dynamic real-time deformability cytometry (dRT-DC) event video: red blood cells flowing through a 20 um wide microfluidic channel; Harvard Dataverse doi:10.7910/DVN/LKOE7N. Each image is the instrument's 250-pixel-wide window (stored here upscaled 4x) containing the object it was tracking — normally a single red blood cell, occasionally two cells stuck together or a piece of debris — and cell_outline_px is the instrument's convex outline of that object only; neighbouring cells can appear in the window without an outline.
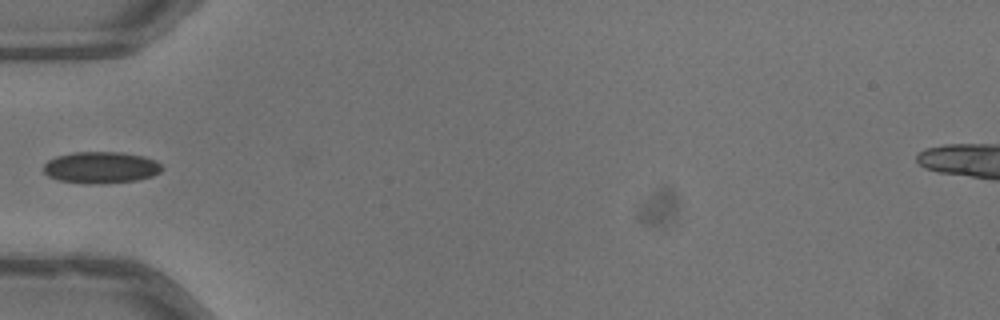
{"species": "common noctule bat (a hibernating species)", "species_latin": "Nyctalus noctula", "temperature_condition": "warm", "stored_images_in_passage": 35, "camera_frame_rate_fps": 3000, "um_per_image_px": 0.085, "animal": {"sex": "male", "body_mass_g": 13.3}, "frame": {"image": 1, "passage_image": 1, "time_ms": 0.0, "image_size_px": [1000, 320], "cell_outline_px": [[164, 168], [160, 172], [152, 176], [136, 180], [60, 180], [48, 176], [44, 172], [44, 164], [48, 160], [56, 156], [72, 152], [120, 152], [144, 156], [156, 160]], "centroid_in_image_um": [8.61, 14.16], "position_along_channel_um": 76.4, "area_um2": 20.63}}
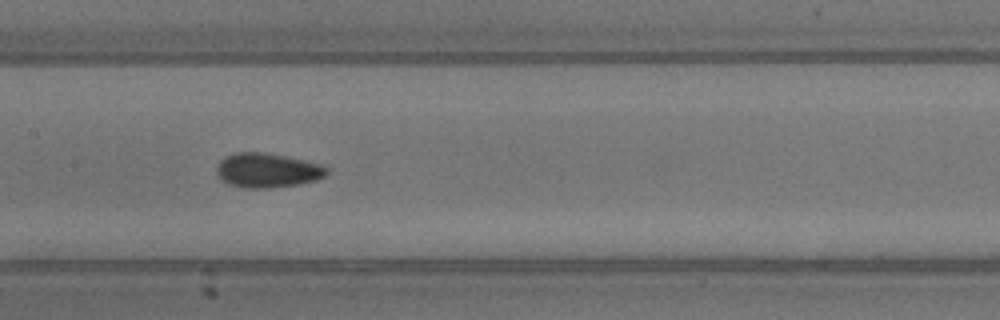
{"frame": {"image": 2, "passage_image": 9, "time_ms": 2.667, "image_size_px": [1000, 320], "cell_outline_px": [[328, 172], [324, 176], [316, 180], [296, 184], [268, 188], [244, 188], [228, 184], [220, 180], [216, 176], [216, 168], [220, 160], [236, 152], [264, 152], [284, 156], [320, 164], [328, 168]], "centroid_in_image_um": [22.67, 14.48], "position_along_channel_um": 184.7, "area_um2": 22.02}}
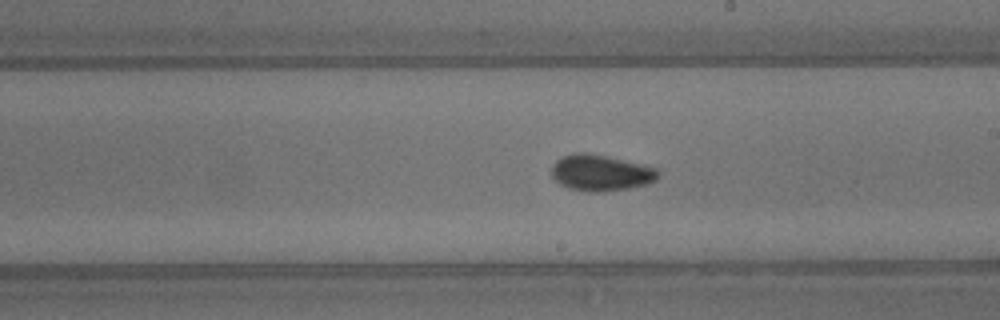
{"frame": {"image": 3, "passage_image": 13, "time_ms": 4.0, "image_size_px": [1000, 320], "cell_outline_px": [[660, 172], [656, 180], [648, 184], [628, 188], [600, 192], [588, 192], [568, 188], [560, 184], [552, 176], [552, 164], [556, 160], [564, 156], [576, 152], [584, 152], [604, 156], [656, 168]], "centroid_in_image_um": [51.04, 14.7], "position_along_channel_um": 238.0, "area_um2": 22.2}}